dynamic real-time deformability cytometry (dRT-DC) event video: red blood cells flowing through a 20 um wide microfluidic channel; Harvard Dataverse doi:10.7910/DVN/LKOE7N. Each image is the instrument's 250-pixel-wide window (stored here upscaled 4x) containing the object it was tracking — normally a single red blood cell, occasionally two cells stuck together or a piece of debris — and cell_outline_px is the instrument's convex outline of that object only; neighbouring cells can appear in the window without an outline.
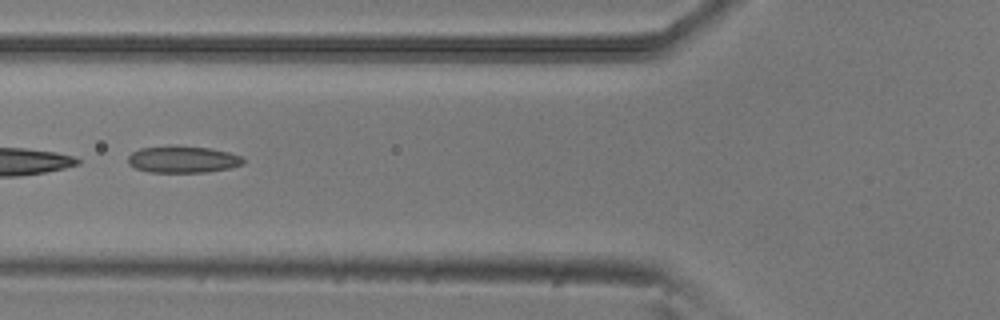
{"species": "common noctule bat (a hibernating species)", "species_latin": "Nyctalus noctula", "temperature_condition": "room temperature", "stored_images_in_passage": 5, "camera_frame_rate_fps": 3000, "um_per_image_px": 0.085, "animal": {"sex": "male", "body_mass_g": 20.5, "forearm_length_mm": 52.5}, "frame": {"image": 1, "passage_image": 5, "time_ms": 1.333, "image_size_px": [1000, 320], "cell_outline_px": [[244, 164], [228, 168], [208, 172], [152, 172], [136, 168], [128, 164], [128, 156], [132, 152], [140, 148], [168, 144], [176, 144], [212, 148], [228, 152], [240, 156], [244, 160]], "centroid_in_image_um": [15.51, 13.51], "position_along_channel_um": 110.3, "area_um2": 18.38}}